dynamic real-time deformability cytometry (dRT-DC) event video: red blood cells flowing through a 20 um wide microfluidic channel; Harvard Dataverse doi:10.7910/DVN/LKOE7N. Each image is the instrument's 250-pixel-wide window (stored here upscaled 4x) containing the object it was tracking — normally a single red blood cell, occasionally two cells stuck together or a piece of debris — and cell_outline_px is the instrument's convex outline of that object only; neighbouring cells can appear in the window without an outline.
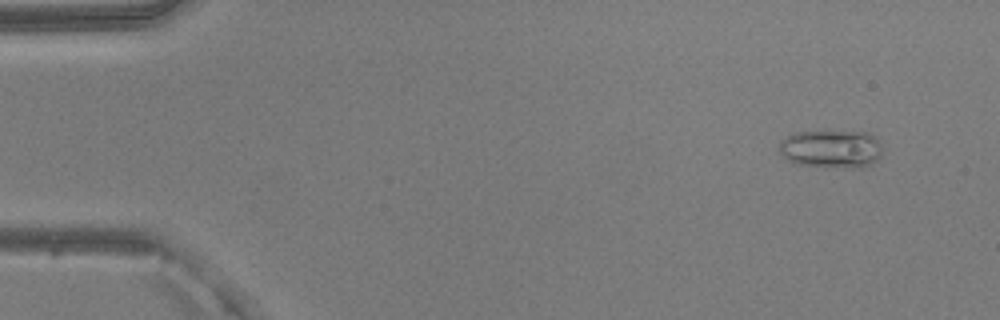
{"species": "common noctule bat (a hibernating species)", "species_latin": "Nyctalus noctula", "temperature_condition": "warm", "stored_images_in_passage": 52, "camera_frame_rate_fps": 3000, "um_per_image_px": 0.085, "animal": {"sex": "male", "body_mass_g": 20.5, "forearm_length_mm": 52.5}, "frame": {"image": 1, "passage_image": 5, "time_ms": 1.333, "image_size_px": [1000, 320], "cell_outline_px": [[880, 156], [872, 164], [860, 168], [824, 168], [796, 164], [788, 160], [780, 152], [780, 140], [792, 132], [828, 128], [868, 132], [876, 136], [880, 144]], "centroid_in_image_um": [70.64, 12.61], "position_along_channel_um": 14.4, "area_um2": 24.33}}
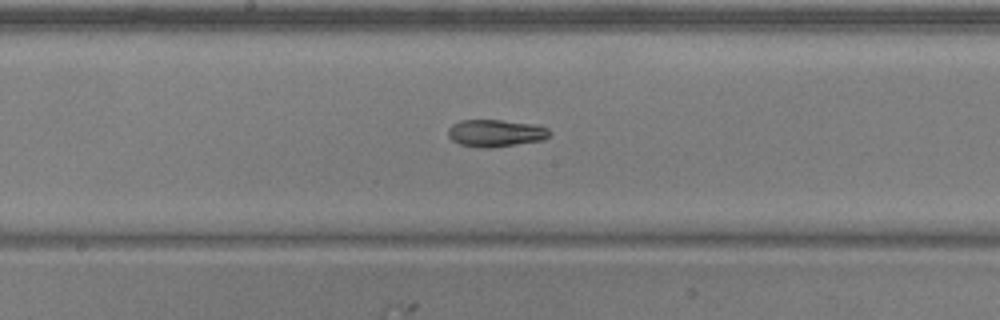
{"frame": {"image": 2, "passage_image": 28, "time_ms": 9.0, "image_size_px": [1000, 320], "cell_outline_px": [[552, 136], [544, 140], [488, 148], [484, 148], [460, 144], [452, 140], [448, 136], [448, 128], [452, 124], [460, 120], [500, 120], [540, 124], [548, 128], [552, 132]], "centroid_in_image_um": [42.19, 11.3], "position_along_channel_um": 206.0, "area_um2": 16.36}}
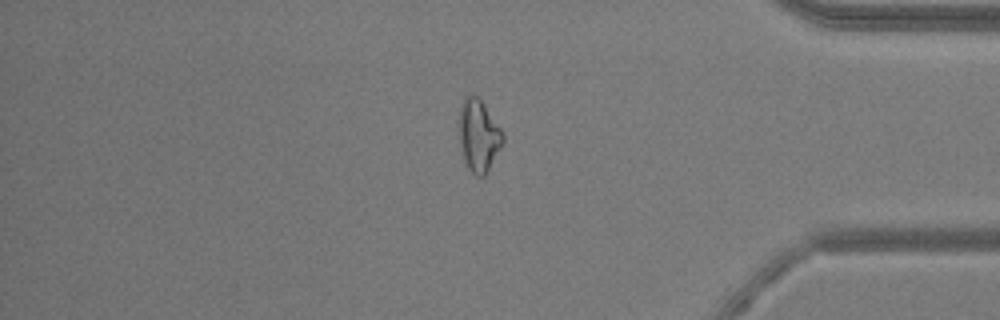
{"frame": {"image": 3, "passage_image": 44, "time_ms": 14.333, "image_size_px": [1000, 320], "cell_outline_px": [[504, 140], [500, 148], [484, 176], [476, 176], [464, 164], [460, 152], [460, 104], [464, 96], [468, 92], [472, 92], [480, 100], [504, 132]], "centroid_in_image_um": [40.66, 11.5], "position_along_channel_um": 394.5, "area_um2": 18.44}, "authors_computed_cell_mechanics": {"area_um2": 17.5712, "velocity_mm_per_s": 3.9941, "shape_relaxation_time_tau1_ms": null, "shape_relaxation_time_tau2_ms": 4.8137, "deformation_change_tau1": null, "deformation_change_tau2": 0.1105}}